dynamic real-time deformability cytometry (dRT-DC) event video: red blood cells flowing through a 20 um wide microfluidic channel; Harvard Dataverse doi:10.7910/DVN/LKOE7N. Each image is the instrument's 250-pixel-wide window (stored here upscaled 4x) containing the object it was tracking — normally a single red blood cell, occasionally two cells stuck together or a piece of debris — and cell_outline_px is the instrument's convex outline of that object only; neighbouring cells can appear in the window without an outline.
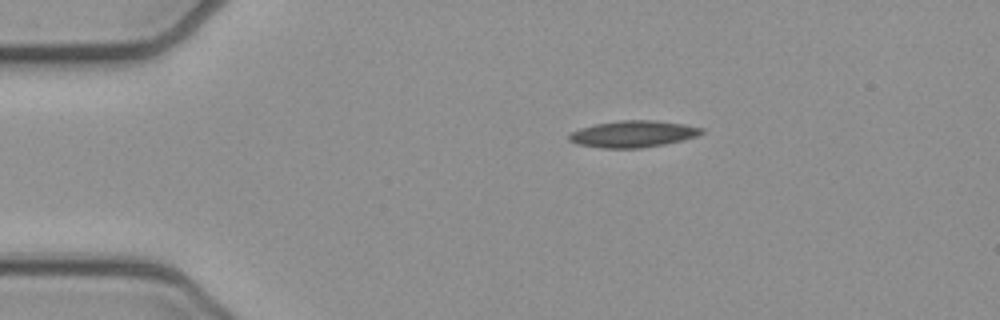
{"species": "common noctule bat (a hibernating species)", "species_latin": "Nyctalus noctula", "temperature_condition": "cold", "stored_images_in_passage": 43, "camera_frame_rate_fps": 3000, "um_per_image_px": 0.085, "animal": {"sex": "female", "body_mass_g": 21.9}, "frame": {"image": 1, "passage_image": 1, "time_ms": 0.0, "image_size_px": [1000, 320], "cell_outline_px": [[704, 132], [696, 136], [664, 144], [640, 148], [604, 148], [576, 144], [568, 140], [568, 136], [572, 132], [580, 128], [596, 124], [620, 120], [656, 120], [684, 124], [704, 128]], "centroid_in_image_um": [53.8, 11.38], "position_along_channel_um": 31.2, "area_um2": 20.46}}
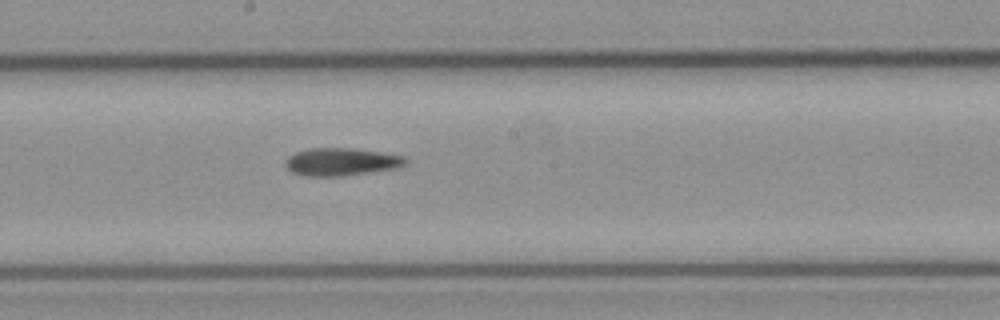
{"frame": {"image": 2, "passage_image": 19, "time_ms": 6.0, "image_size_px": [1000, 320], "cell_outline_px": [[408, 164], [396, 168], [340, 176], [308, 176], [292, 172], [284, 164], [288, 156], [296, 152], [308, 148], [352, 148], [380, 152], [404, 156], [408, 160]], "centroid_in_image_um": [29.01, 13.74], "position_along_channel_um": 219.2, "area_um2": 19.31}}
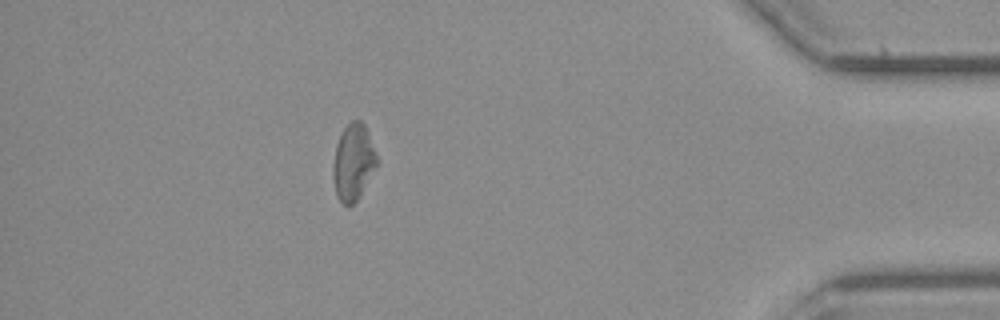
{"frame": {"image": 3, "passage_image": 37, "time_ms": 12.0, "image_size_px": [1000, 320], "cell_outline_px": [[376, 164], [356, 200], [352, 204], [344, 204], [336, 196], [336, 144], [344, 128], [352, 120], [360, 120], [364, 124], [376, 152]], "centroid_in_image_um": [30.06, 13.72], "position_along_channel_um": 405.1, "area_um2": 18.03}}